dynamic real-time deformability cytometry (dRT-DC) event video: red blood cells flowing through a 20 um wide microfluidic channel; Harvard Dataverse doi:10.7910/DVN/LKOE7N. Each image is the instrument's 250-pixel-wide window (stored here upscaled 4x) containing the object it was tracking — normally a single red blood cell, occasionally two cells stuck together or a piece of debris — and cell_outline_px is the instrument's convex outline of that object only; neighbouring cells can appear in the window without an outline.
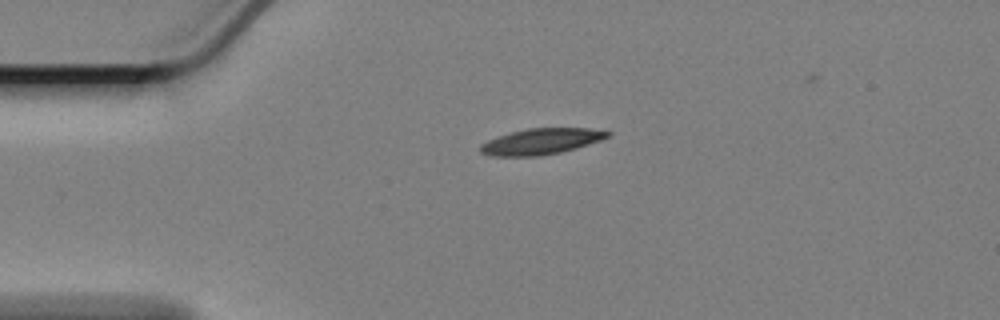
{"species": "Egyptian fruit bat (a non-hibernating species)", "species_latin": "Rousettus aegyptiacus", "temperature_condition": "cold", "stored_images_in_passage": 46, "camera_frame_rate_fps": 3000, "um_per_image_px": 0.085, "animal": {"sex": "female"}, "frame": {"image": 1, "passage_image": 1, "time_ms": 0.0, "image_size_px": [1000, 320], "cell_outline_px": [[612, 132], [608, 136], [600, 140], [576, 148], [560, 152], [540, 156], [492, 156], [480, 152], [480, 144], [488, 140], [512, 132], [528, 128], [588, 128]], "centroid_in_image_um": [45.98, 12.02], "position_along_channel_um": 39.0, "area_um2": 19.02}}
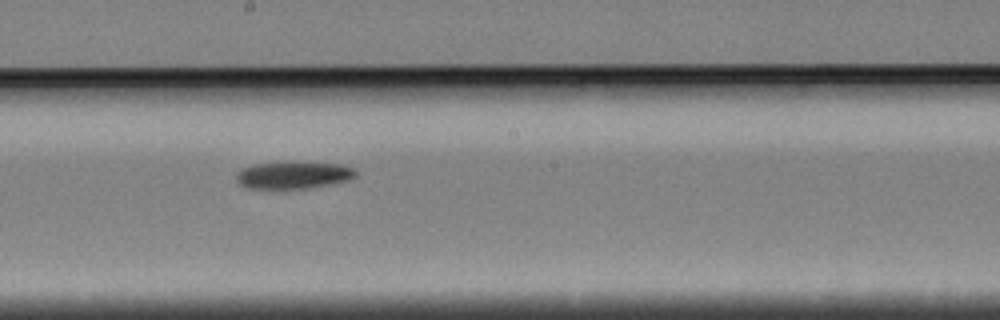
{"frame": {"image": 2, "passage_image": 20, "time_ms": 6.333, "image_size_px": [1000, 320], "cell_outline_px": [[356, 176], [348, 180], [332, 184], [312, 188], [248, 188], [240, 184], [236, 180], [236, 172], [252, 164], [284, 160], [288, 160], [340, 164], [352, 168], [356, 172]], "centroid_in_image_um": [24.92, 14.85], "position_along_channel_um": 223.3, "area_um2": 19.48}}
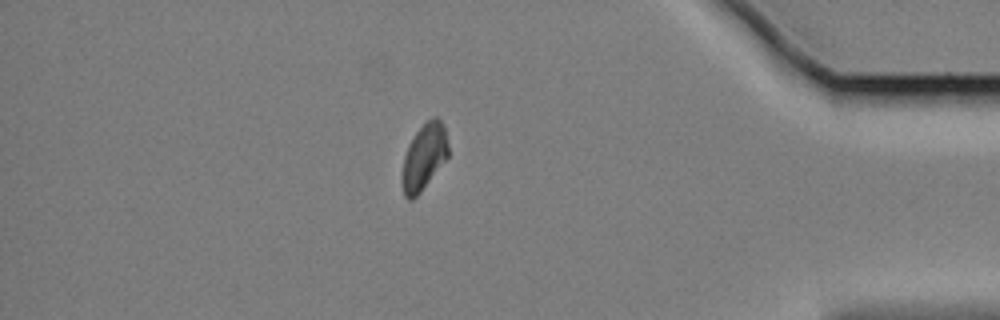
{"frame": {"image": 3, "passage_image": 39, "time_ms": 12.667, "image_size_px": [1000, 320], "cell_outline_px": [[448, 156], [420, 192], [412, 200], [408, 200], [404, 196], [400, 184], [400, 176], [404, 156], [408, 144], [416, 132], [428, 120], [436, 116], [440, 120], [444, 128], [448, 144]], "centroid_in_image_um": [35.99, 13.38], "position_along_channel_um": 399.2, "area_um2": 17.74}, "authors_computed_cell_mechanics": {"area_um2": 19.1607, "velocity_mm_per_s": 3.3437, "shape_relaxation_time_tau1_ms": 6.0624, "shape_relaxation_time_tau2_ms": null, "deformation_change_tau1": 0.1275, "deformation_change_tau2": null}}